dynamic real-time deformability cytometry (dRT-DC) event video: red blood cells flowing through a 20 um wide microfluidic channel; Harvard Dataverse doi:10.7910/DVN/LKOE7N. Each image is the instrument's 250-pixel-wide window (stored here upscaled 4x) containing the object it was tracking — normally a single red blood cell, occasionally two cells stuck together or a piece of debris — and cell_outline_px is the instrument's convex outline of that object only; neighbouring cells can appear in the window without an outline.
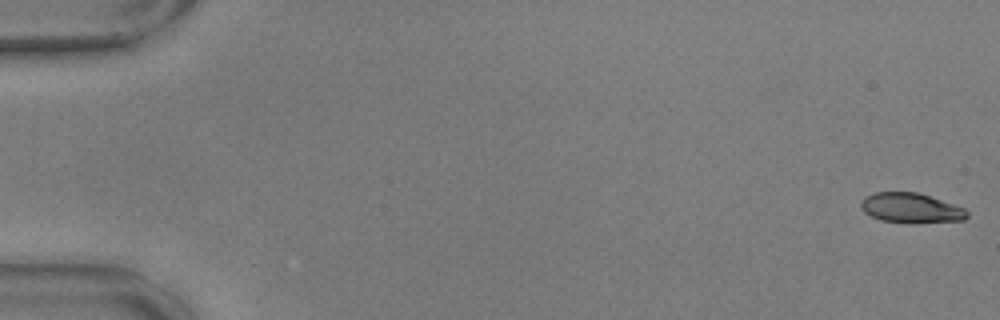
{"species": "common noctule bat (a hibernating species)", "species_latin": "Nyctalus noctula", "temperature_condition": "warm", "stored_images_in_passage": 57, "camera_frame_rate_fps": 3000, "um_per_image_px": 0.085, "animal": {"sex": "male", "body_mass_g": 17.9, "forearm_length_mm": 54.2}, "frame": {"image": 1, "passage_image": 1, "time_ms": 0.0, "image_size_px": [1000, 320], "cell_outline_px": [[968, 216], [964, 220], [908, 224], [880, 220], [864, 212], [860, 208], [860, 200], [864, 196], [876, 192], [916, 192], [964, 208], [968, 212]], "centroid_in_image_um": [77.38, 17.7], "position_along_channel_um": 7.6, "area_um2": 18.61}}
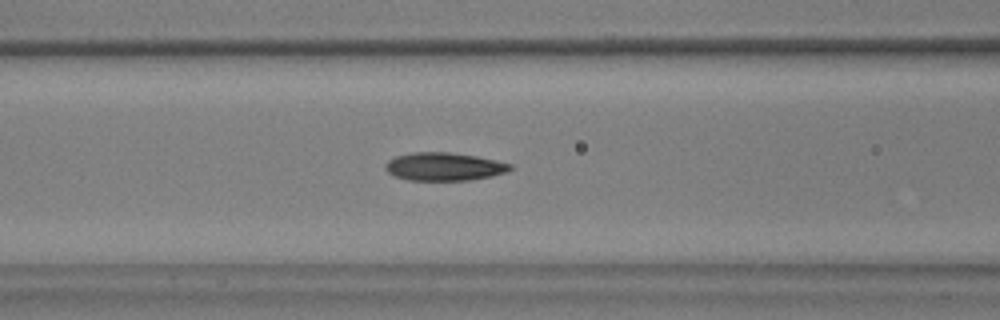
{"frame": {"image": 2, "passage_image": 24, "time_ms": 7.667, "image_size_px": [1000, 320], "cell_outline_px": [[512, 168], [504, 172], [492, 176], [468, 180], [408, 180], [396, 176], [388, 172], [384, 168], [384, 164], [388, 160], [396, 156], [412, 152], [452, 152], [476, 156], [496, 160], [512, 164]], "centroid_in_image_um": [37.72, 14.15], "position_along_channel_um": 128.9, "area_um2": 20.4}}
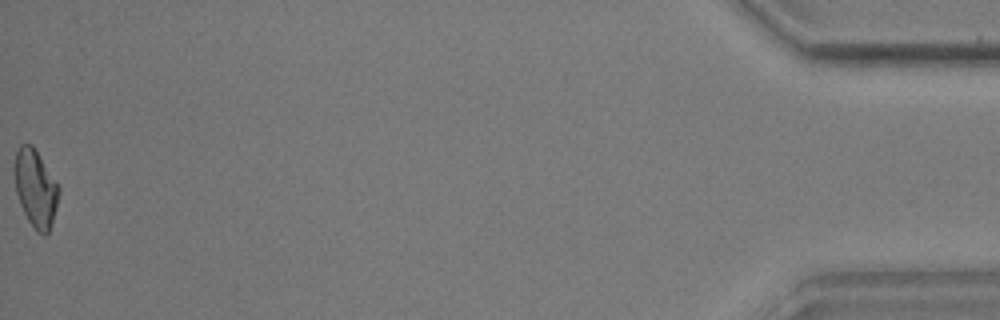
{"frame": {"image": 3, "passage_image": 57, "time_ms": 18.667, "image_size_px": [1000, 320], "cell_outline_px": [[60, 192], [56, 208], [48, 232], [44, 236], [36, 232], [28, 220], [20, 204], [16, 192], [12, 172], [12, 168], [16, 152], [20, 144], [32, 144], [60, 188]], "centroid_in_image_um": [2.98, 15.99], "position_along_channel_um": 432.2, "area_um2": 20.11}, "authors_computed_cell_mechanics": {"area_um2": 20.1144, "velocity_mm_per_s": 3.6052, "shape_relaxation_time_tau1_ms": 6.4698, "shape_relaxation_time_tau2_ms": 2.7362, "deformation_change_tau1": 0.1643, "deformation_change_tau2": 0.0881}}